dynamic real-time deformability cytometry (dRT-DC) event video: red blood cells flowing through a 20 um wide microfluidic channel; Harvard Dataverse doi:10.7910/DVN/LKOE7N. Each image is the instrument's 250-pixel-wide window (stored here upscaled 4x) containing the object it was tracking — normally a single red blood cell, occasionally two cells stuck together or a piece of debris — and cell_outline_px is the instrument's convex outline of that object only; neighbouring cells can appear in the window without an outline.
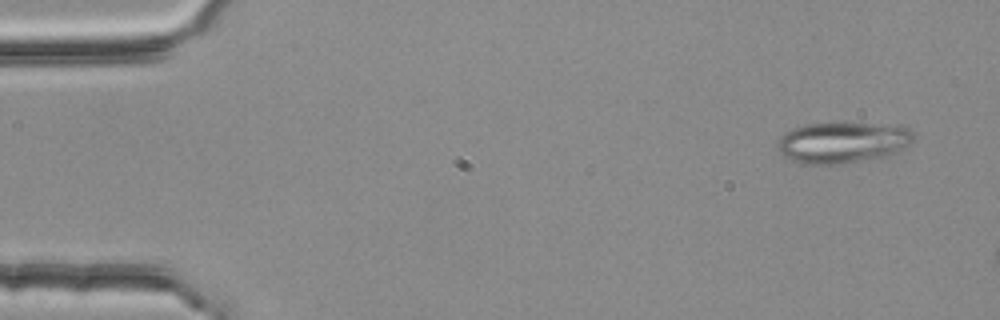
{"species": "common noctule bat (a hibernating species)", "species_latin": "Nyctalus noctula", "temperature_condition": "room temperature", "stored_images_in_passage": 3, "camera_frame_rate_fps": 3000, "um_per_image_px": 0.085, "animal": {"sex": "female", "body_mass_g": 25.1}, "frame": {"image": 1, "passage_image": 3, "time_ms": 0.667, "image_size_px": [1000, 320], "cell_outline_px": [[912, 140], [904, 148], [888, 156], [840, 164], [800, 164], [784, 156], [780, 152], [776, 144], [780, 136], [792, 128], [804, 124], [844, 120], [900, 124], [908, 128], [912, 132]], "centroid_in_image_um": [71.63, 12.05], "position_along_channel_um": 13.4, "area_um2": 33.93}}